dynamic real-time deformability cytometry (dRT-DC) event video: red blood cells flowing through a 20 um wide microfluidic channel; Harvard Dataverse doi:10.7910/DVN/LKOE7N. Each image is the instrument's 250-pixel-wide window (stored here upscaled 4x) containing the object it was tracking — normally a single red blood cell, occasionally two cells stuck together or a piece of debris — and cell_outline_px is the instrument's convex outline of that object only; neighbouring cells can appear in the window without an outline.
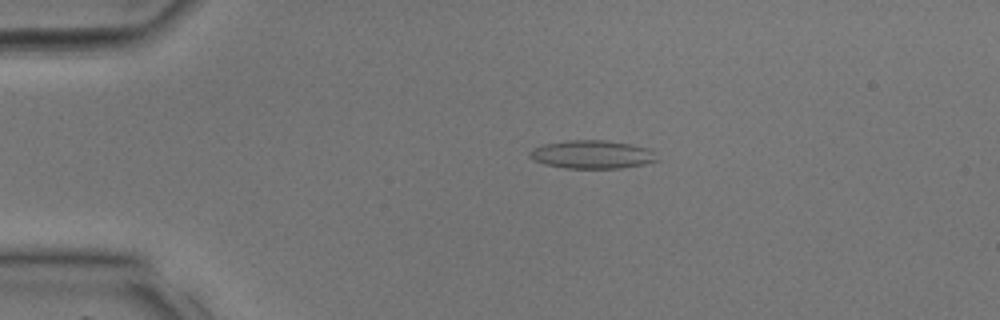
{"species": "common noctule bat (a hibernating species)", "species_latin": "Nyctalus noctula", "temperature_condition": "room temperature", "stored_images_in_passage": 36, "camera_frame_rate_fps": 3000, "um_per_image_px": 0.085, "animal": {"sex": "male", "body_mass_g": 17.9, "forearm_length_mm": 54.2}, "frame": {"image": 1, "passage_image": 6, "time_ms": 1.667, "image_size_px": [1000, 320], "cell_outline_px": [[660, 160], [644, 164], [620, 168], [564, 168], [544, 164], [528, 156], [528, 152], [532, 148], [544, 144], [564, 140], [604, 140], [632, 144], [648, 148]], "centroid_in_image_um": [50.31, 13.12], "position_along_channel_um": 34.7, "area_um2": 21.04}}
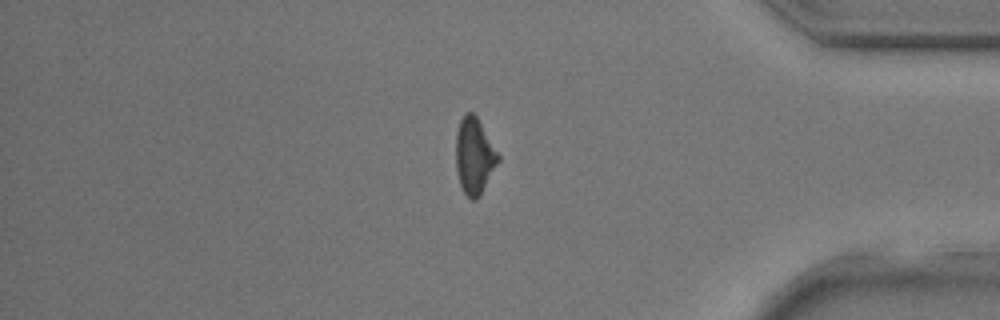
{"frame": {"image": 2, "passage_image": 30, "time_ms": 9.667, "image_size_px": [1000, 320], "cell_outline_px": [[500, 160], [480, 196], [476, 200], [472, 200], [464, 192], [460, 184], [456, 168], [456, 132], [460, 120], [464, 112], [472, 112], [476, 116], [500, 156]], "centroid_in_image_um": [40.31, 13.26], "position_along_channel_um": 394.9, "area_um2": 18.73}}
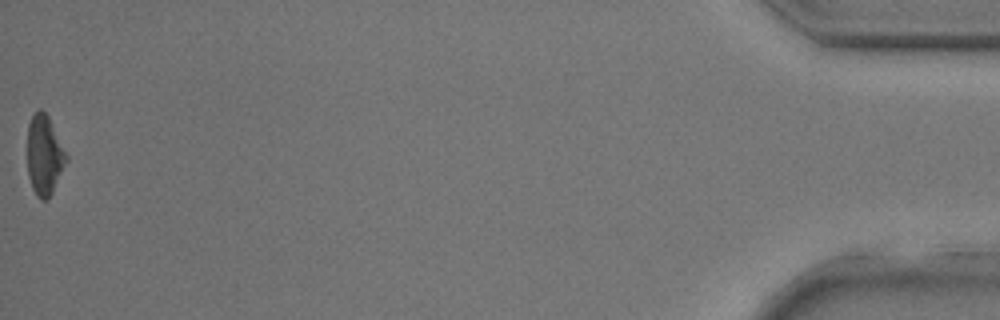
{"frame": {"image": 3, "passage_image": 36, "time_ms": 11.667, "image_size_px": [1000, 320], "cell_outline_px": [[68, 160], [48, 200], [40, 200], [36, 196], [32, 188], [28, 176], [28, 124], [32, 116], [40, 108], [48, 116], [68, 156]], "centroid_in_image_um": [3.77, 13.22], "position_along_channel_um": 431.4, "area_um2": 18.03}}